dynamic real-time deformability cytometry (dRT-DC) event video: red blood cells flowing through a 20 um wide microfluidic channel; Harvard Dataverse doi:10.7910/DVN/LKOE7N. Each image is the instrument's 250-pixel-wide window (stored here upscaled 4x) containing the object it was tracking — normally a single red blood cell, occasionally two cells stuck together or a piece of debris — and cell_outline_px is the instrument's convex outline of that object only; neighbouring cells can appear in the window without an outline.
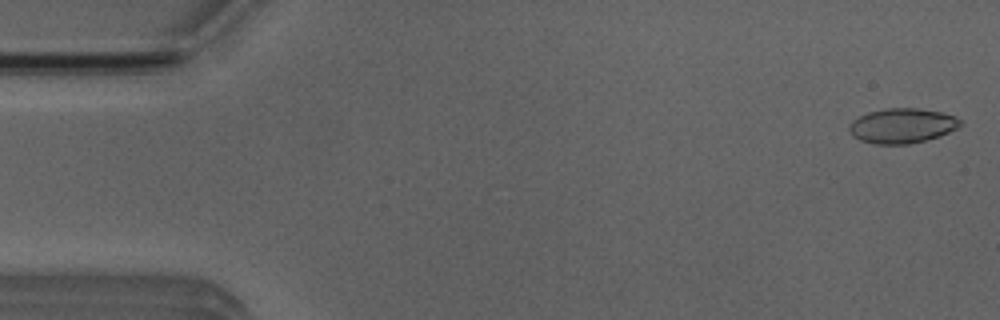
{"species": "Egyptian fruit bat (a non-hibernating species)", "species_latin": "Rousettus aegyptiacus", "temperature_condition": "room temperature", "stored_images_in_passage": 4, "camera_frame_rate_fps": 3000, "um_per_image_px": 0.085, "animal": {"sex": "male"}, "frame": {"image": 1, "passage_image": 1, "time_ms": 0.0, "image_size_px": [1000, 320], "cell_outline_px": [[964, 124], [960, 128], [940, 136], [908, 144], [876, 144], [860, 140], [852, 136], [848, 128], [848, 124], [852, 120], [868, 112], [884, 108], [916, 108], [940, 112], [956, 116]], "centroid_in_image_um": [76.69, 10.68], "position_along_channel_um": 8.3, "area_um2": 22.77}}